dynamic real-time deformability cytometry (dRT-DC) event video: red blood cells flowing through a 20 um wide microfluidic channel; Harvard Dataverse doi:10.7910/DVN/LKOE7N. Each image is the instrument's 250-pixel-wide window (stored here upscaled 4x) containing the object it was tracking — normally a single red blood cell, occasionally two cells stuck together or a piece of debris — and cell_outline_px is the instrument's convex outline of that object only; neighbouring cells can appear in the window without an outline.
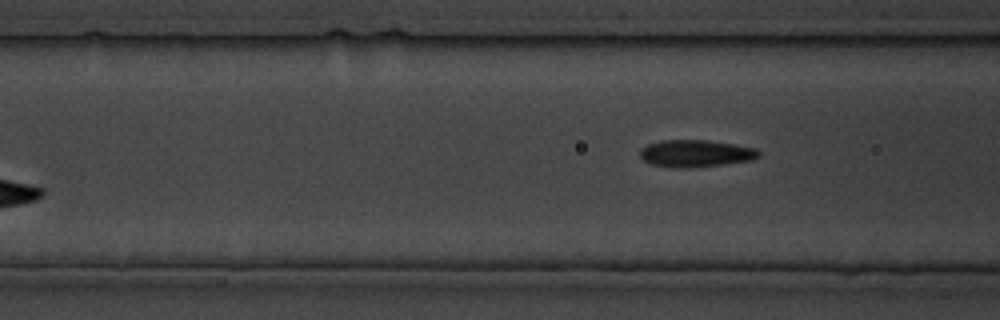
{"species": "common noctule bat (a hibernating species)", "species_latin": "Nyctalus noctula", "temperature_condition": "cold", "stored_images_in_passage": 19, "camera_frame_rate_fps": 3000, "um_per_image_px": 0.085, "animal": {"sex": "male", "body_mass_g": 19.5, "forearm_length_mm": 54.6}, "frame": {"image": 1, "passage_image": 19, "time_ms": 22.333, "image_size_px": [1000, 320], "cell_outline_px": [[760, 156], [752, 160], [724, 164], [652, 164], [644, 160], [640, 156], [640, 148], [648, 144], [664, 140], [708, 140], [756, 148], [760, 152]], "centroid_in_image_um": [59.2, 12.97], "position_along_channel_um": 107.4, "area_um2": 17.51}}